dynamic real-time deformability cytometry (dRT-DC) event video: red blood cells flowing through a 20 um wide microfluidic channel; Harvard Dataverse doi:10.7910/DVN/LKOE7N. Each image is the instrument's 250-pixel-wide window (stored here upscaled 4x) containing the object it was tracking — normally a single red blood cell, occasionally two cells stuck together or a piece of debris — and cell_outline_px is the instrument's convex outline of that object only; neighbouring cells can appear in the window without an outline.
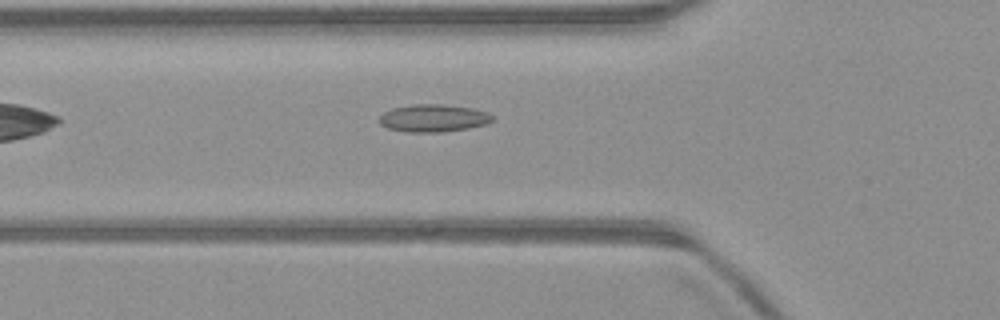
{"species": "common noctule bat (a hibernating species)", "species_latin": "Nyctalus noctula", "temperature_condition": "warm", "stored_images_in_passage": 32, "camera_frame_rate_fps": 3000, "um_per_image_px": 0.085, "animal": {"sex": "male", "body_mass_g": 23.1, "forearm_length_mm": 52.7}, "frame": {"image": 1, "passage_image": 4, "time_ms": 1.0, "image_size_px": [1000, 320], "cell_outline_px": [[496, 120], [484, 124], [468, 128], [440, 132], [404, 132], [388, 128], [380, 124], [376, 120], [384, 112], [392, 108], [412, 104], [440, 104], [472, 108], [488, 112]], "centroid_in_image_um": [36.8, 10.04], "position_along_channel_um": 89.0, "area_um2": 18.26}}
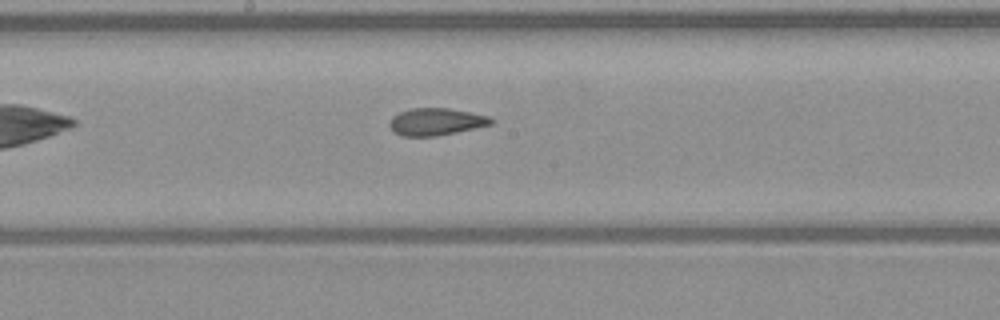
{"frame": {"image": 2, "passage_image": 13, "time_ms": 4.0, "image_size_px": [1000, 320], "cell_outline_px": [[496, 120], [492, 124], [436, 136], [400, 136], [388, 124], [392, 116], [408, 108], [448, 108], [488, 116]], "centroid_in_image_um": [37.04, 10.34], "position_along_channel_um": 211.2, "area_um2": 15.95}}
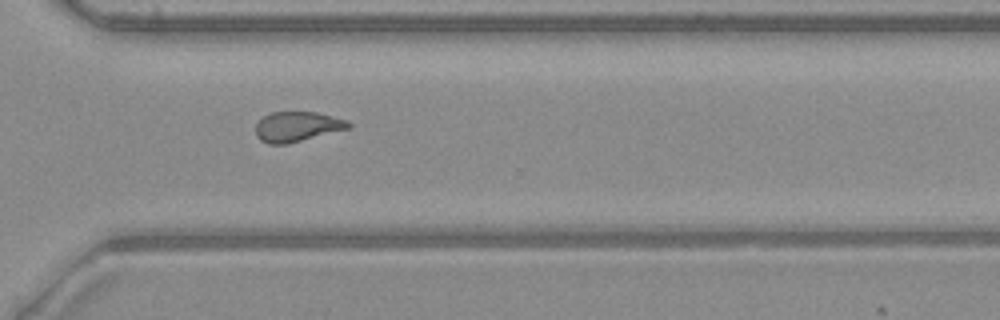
{"frame": {"image": 3, "passage_image": 23, "time_ms": 7.333, "image_size_px": [1000, 320], "cell_outline_px": [[352, 124], [348, 128], [288, 144], [268, 144], [260, 140], [256, 136], [256, 124], [264, 116], [272, 112], [316, 112], [348, 120]], "centroid_in_image_um": [25.24, 10.76], "position_along_channel_um": 345.4, "area_um2": 16.13}, "authors_computed_cell_mechanics": {"area_um2": 16.5886, "velocity_mm_per_s": 4.0455, "shape_relaxation_time_tau1_ms": null, "shape_relaxation_time_tau2_ms": 2.5928, "deformation_change_tau1": null, "deformation_change_tau2": 0.0994}}